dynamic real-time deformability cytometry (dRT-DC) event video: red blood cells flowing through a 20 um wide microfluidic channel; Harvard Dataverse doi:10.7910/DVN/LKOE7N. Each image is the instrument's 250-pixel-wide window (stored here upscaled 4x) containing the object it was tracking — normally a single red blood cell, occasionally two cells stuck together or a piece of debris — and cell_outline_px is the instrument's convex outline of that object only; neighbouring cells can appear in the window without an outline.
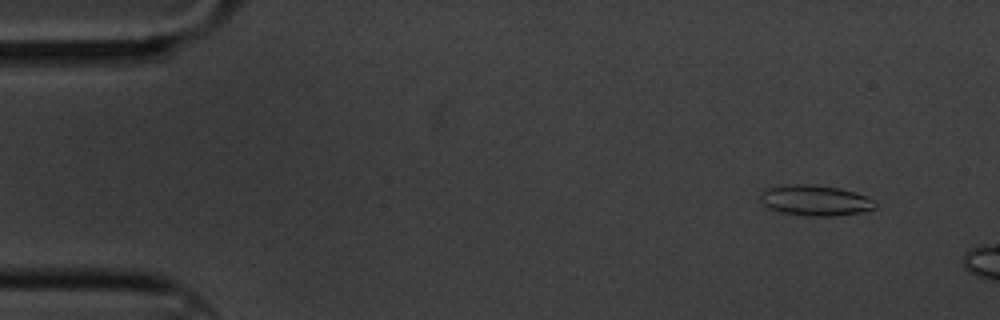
{"species": "common noctule bat (a hibernating species)", "species_latin": "Nyctalus noctula", "temperature_condition": "cold", "stored_images_in_passage": 3, "camera_frame_rate_fps": 3000, "um_per_image_px": 0.085, "animal": {"sex": "male", "body_mass_g": 20.1, "forearm_length_mm": 53.5}, "frame": {"image": 1, "passage_image": 2, "time_ms": 0.333, "image_size_px": [1000, 320], "cell_outline_px": [[876, 208], [864, 212], [832, 216], [804, 216], [780, 212], [768, 208], [760, 200], [760, 192], [764, 188], [784, 184], [816, 184], [840, 188], [868, 196], [876, 200]], "centroid_in_image_um": [69.29, 17.02], "position_along_channel_um": 15.7, "area_um2": 21.04}}